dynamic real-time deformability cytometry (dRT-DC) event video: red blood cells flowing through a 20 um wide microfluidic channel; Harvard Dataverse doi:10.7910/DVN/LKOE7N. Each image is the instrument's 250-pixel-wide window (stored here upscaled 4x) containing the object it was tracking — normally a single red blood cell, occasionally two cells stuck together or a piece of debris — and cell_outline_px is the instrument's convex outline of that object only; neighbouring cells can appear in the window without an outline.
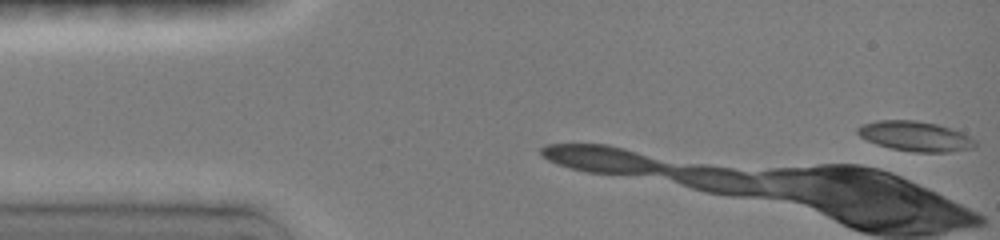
{"species": "common noctule bat (a hibernating species)", "species_latin": "Nyctalus noctula", "temperature_condition": "room temperature", "stored_images_in_passage": 4, "camera_frame_rate_fps": 3000, "um_per_image_px": 0.085, "animal": {"sex": "female", "body_mass_g": 19.0, "forearm_length_mm": 51.5}, "frame": {"image": 1, "passage_image": 1, "time_ms": 0.0, "image_size_px": [1000, 240], "cell_outline_px": [[976, 148], [948, 152], [916, 152], [892, 148], [876, 144], [860, 136], [856, 132], [856, 128], [864, 124], [876, 120], [916, 120], [936, 124], [960, 132], [976, 140]], "centroid_in_image_um": [77.8, 11.58], "position_along_channel_um": 7.2, "area_um2": 20.35}}